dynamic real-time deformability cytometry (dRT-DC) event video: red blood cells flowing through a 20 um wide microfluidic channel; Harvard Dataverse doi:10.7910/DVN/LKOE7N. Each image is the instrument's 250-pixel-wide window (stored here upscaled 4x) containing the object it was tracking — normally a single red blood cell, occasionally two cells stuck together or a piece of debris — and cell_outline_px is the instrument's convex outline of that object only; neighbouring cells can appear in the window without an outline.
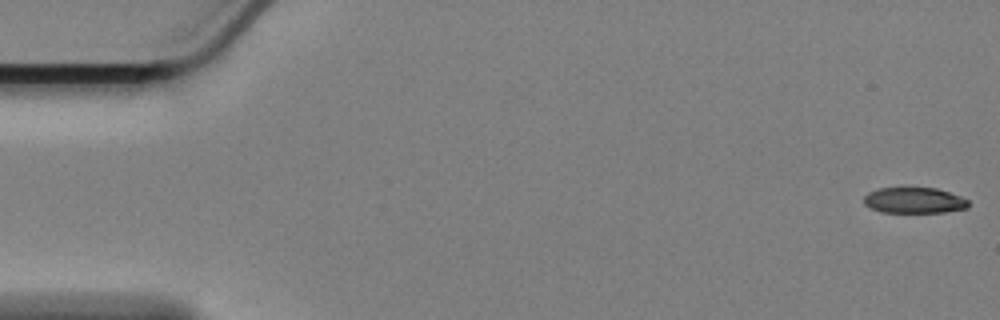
{"species": "Egyptian fruit bat (a non-hibernating species)", "species_latin": "Rousettus aegyptiacus", "temperature_condition": "cold", "stored_images_in_passage": 15, "camera_frame_rate_fps": 3000, "um_per_image_px": 0.085, "animal": {"sex": "female"}, "frame": {"image": 1, "passage_image": 1, "time_ms": 0.0, "image_size_px": [1000, 320], "cell_outline_px": [[968, 208], [944, 212], [880, 212], [864, 204], [864, 196], [868, 192], [876, 188], [900, 184], [904, 184], [936, 188], [960, 196], [968, 200]], "centroid_in_image_um": [77.64, 16.96], "position_along_channel_um": 7.4, "area_um2": 16.59}}
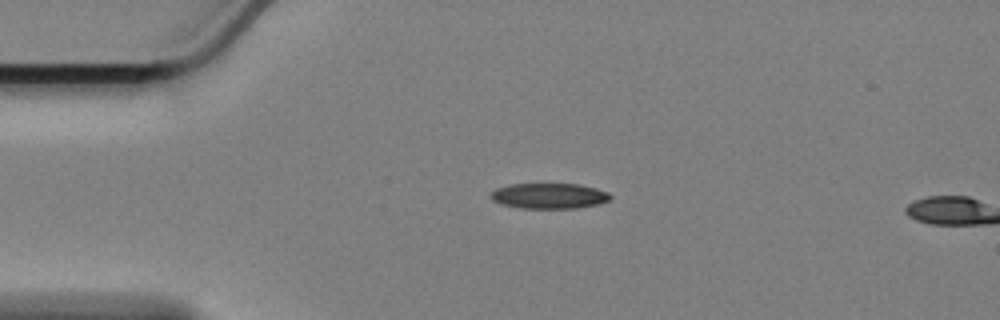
{"frame": {"image": 2, "passage_image": 13, "time_ms": 4.0, "image_size_px": [1000, 320], "cell_outline_px": [[612, 196], [608, 200], [596, 204], [576, 208], [520, 208], [500, 204], [492, 200], [488, 196], [496, 188], [512, 184], [580, 184], [596, 188], [608, 192]], "centroid_in_image_um": [46.64, 16.65], "position_along_channel_um": 38.4, "area_um2": 17.74}}